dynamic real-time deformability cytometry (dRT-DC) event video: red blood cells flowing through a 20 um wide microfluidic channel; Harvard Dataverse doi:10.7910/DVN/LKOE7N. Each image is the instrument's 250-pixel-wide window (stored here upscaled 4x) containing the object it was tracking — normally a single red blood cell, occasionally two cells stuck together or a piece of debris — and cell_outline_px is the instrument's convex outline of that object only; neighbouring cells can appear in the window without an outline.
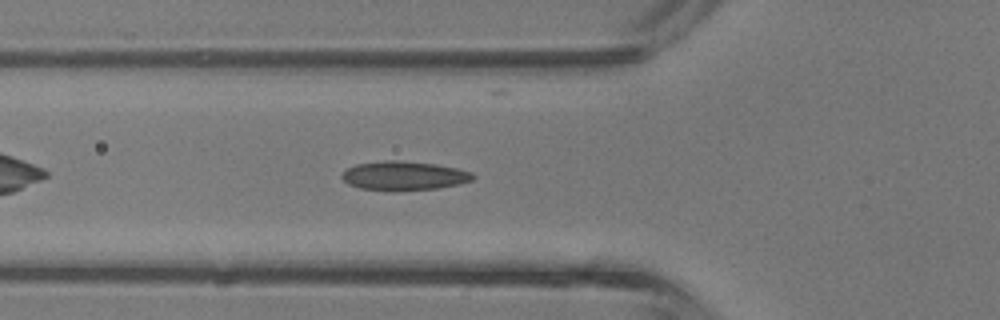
{"species": "common noctule bat (a hibernating species)", "species_latin": "Nyctalus noctula", "temperature_condition": "room temperature", "stored_images_in_passage": 33, "camera_frame_rate_fps": 3000, "um_per_image_px": 0.085, "animal": {"sex": "male", "body_mass_g": 13.3}, "frame": {"image": 1, "passage_image": 5, "time_ms": 1.333, "image_size_px": [1000, 320], "cell_outline_px": [[476, 176], [472, 180], [456, 184], [436, 188], [392, 192], [360, 188], [348, 184], [340, 176], [348, 168], [356, 164], [384, 160], [396, 160], [436, 164], [456, 168], [472, 172]], "centroid_in_image_um": [34.31, 14.94], "position_along_channel_um": 91.5, "area_um2": 22.25}}
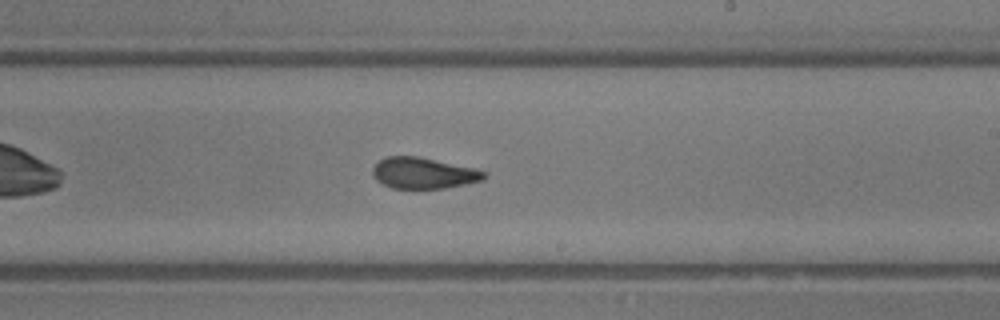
{"frame": {"image": 2, "passage_image": 15, "time_ms": 4.667, "image_size_px": [1000, 320], "cell_outline_px": [[488, 176], [484, 180], [444, 188], [392, 188], [376, 180], [372, 172], [372, 168], [380, 160], [388, 156], [416, 156], [476, 168], [488, 172]], "centroid_in_image_um": [36.04, 14.71], "position_along_channel_um": 253.0, "area_um2": 20.17}}
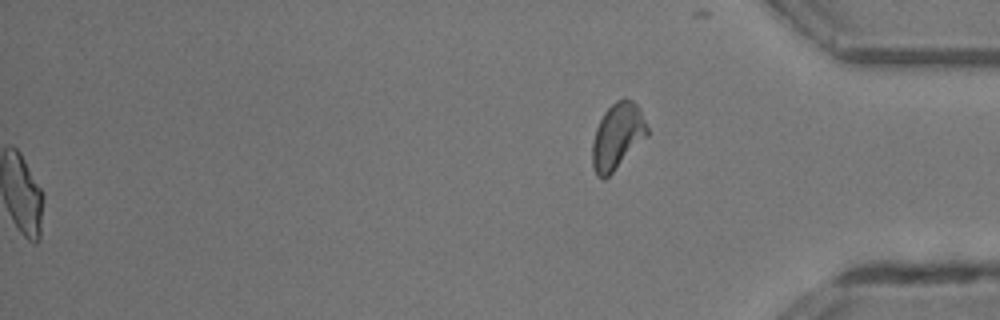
{"frame": {"image": 3, "passage_image": 33, "time_ms": 10.667, "image_size_px": [1000, 320], "cell_outline_px": [[648, 136], [604, 180], [596, 176], [592, 164], [592, 144], [596, 128], [604, 112], [616, 100], [632, 100], [640, 108], [648, 128]], "centroid_in_image_um": [52.47, 11.59], "position_along_channel_um": 382.7, "area_um2": 20.98}, "authors_computed_cell_mechanics": {"area_um2": 20.6346, "velocity_mm_per_s": 4.8356, "shape_relaxation_time_tau1_ms": 5.9207, "shape_relaxation_time_tau2_ms": 1.3894, "deformation_change_tau1": 0.1831, "deformation_change_tau2": 0.0777}}